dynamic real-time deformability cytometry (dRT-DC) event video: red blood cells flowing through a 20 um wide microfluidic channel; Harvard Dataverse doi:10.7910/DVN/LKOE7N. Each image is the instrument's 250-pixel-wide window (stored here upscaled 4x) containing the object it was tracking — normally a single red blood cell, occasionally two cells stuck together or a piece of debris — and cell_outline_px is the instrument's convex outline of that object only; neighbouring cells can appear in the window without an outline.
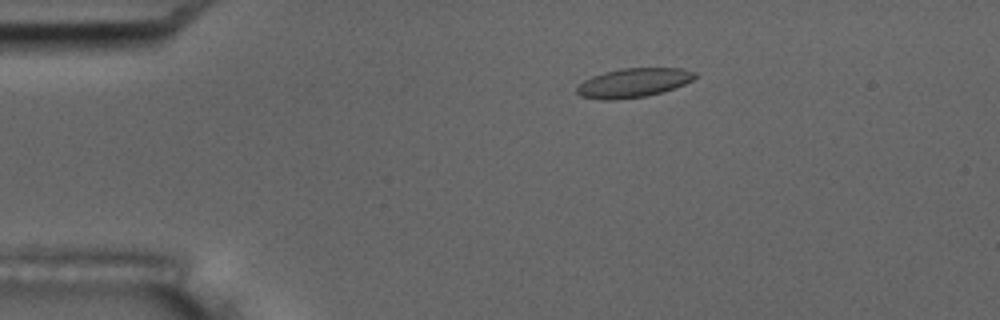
{"species": "common noctule bat (a hibernating species)", "species_latin": "Nyctalus noctula", "temperature_condition": "room temperature", "stored_images_in_passage": 6, "camera_frame_rate_fps": 3000, "um_per_image_px": 0.085, "animal": {"sex": "male", "body_mass_g": 17.5, "forearm_length_mm": 52.3}, "frame": {"image": 1, "passage_image": 4, "time_ms": 3.333, "image_size_px": [1000, 320], "cell_outline_px": [[696, 76], [692, 80], [684, 84], [660, 92], [644, 96], [616, 100], [604, 100], [580, 96], [576, 92], [576, 88], [584, 80], [592, 76], [604, 72], [620, 68], [684, 68], [696, 72]], "centroid_in_image_um": [53.82, 7.03], "position_along_channel_um": 31.2, "area_um2": 19.94}}